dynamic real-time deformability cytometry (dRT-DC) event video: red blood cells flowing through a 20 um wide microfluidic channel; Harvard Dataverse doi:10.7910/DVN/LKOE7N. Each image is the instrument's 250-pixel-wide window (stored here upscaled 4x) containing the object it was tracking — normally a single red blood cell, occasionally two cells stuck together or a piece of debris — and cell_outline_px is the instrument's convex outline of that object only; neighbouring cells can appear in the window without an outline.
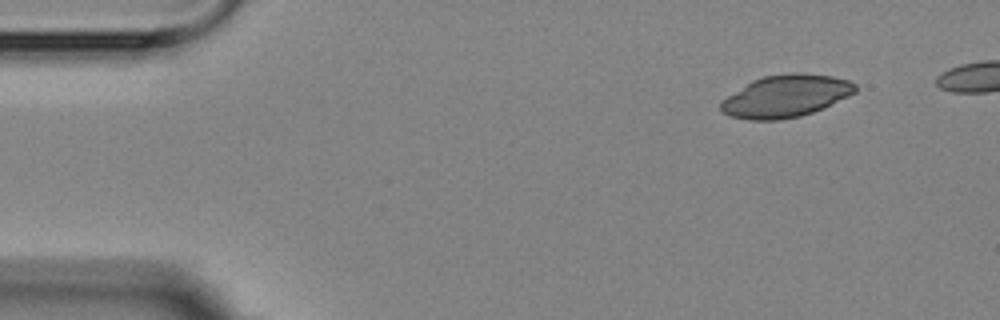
{"species": "Egyptian fruit bat (a non-hibernating species)", "species_latin": "Rousettus aegyptiacus", "temperature_condition": "room temperature", "stored_images_in_passage": 5, "camera_frame_rate_fps": 3000, "um_per_image_px": 0.085, "animal": {"sex": "female"}, "frame": {"image": 1, "passage_image": 1, "time_ms": 0.0, "image_size_px": [1000, 320], "cell_outline_px": [[856, 92], [848, 96], [812, 112], [800, 116], [780, 120], [748, 120], [732, 116], [720, 112], [720, 100], [752, 80], [764, 76], [792, 72], [800, 72], [832, 76], [848, 80], [856, 84]], "centroid_in_image_um": [66.75, 8.16], "position_along_channel_um": 18.2, "area_um2": 33.12}}